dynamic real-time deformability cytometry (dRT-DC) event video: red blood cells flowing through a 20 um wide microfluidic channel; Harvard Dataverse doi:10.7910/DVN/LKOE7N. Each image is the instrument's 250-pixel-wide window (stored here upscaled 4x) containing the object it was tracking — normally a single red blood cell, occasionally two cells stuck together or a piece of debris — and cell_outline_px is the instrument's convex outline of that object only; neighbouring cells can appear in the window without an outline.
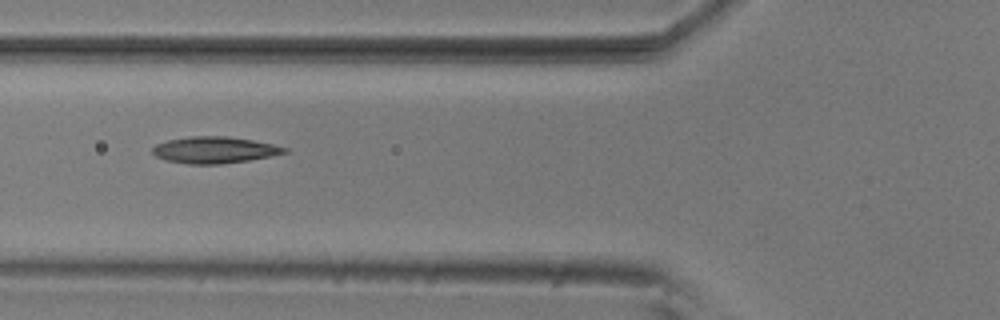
{"species": "common noctule bat (a hibernating species)", "species_latin": "Nyctalus noctula", "temperature_condition": "room temperature", "stored_images_in_passage": 9, "camera_frame_rate_fps": 3000, "um_per_image_px": 0.085, "animal": {"sex": "male", "body_mass_g": 20.5, "forearm_length_mm": 52.5}, "frame": {"image": 1, "passage_image": 6, "time_ms": 1.667, "image_size_px": [1000, 320], "cell_outline_px": [[288, 152], [272, 156], [248, 160], [220, 164], [188, 164], [164, 160], [156, 156], [152, 152], [152, 148], [156, 144], [168, 140], [188, 136], [228, 136], [252, 140], [272, 144], [288, 148]], "centroid_in_image_um": [18.21, 12.74], "position_along_channel_um": 107.6, "area_um2": 20.46}}
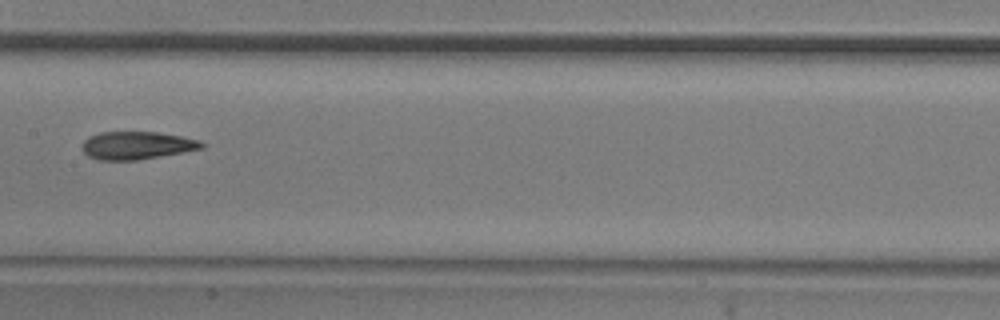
{"frame": {"image": 2, "passage_image": 8, "time_ms": 2.333, "image_size_px": [1000, 320], "cell_outline_px": [[208, 144], [204, 148], [184, 152], [136, 160], [100, 160], [88, 156], [80, 148], [84, 140], [88, 136], [100, 132], [160, 132], [200, 140]], "centroid_in_image_um": [11.64, 12.35], "position_along_channel_um": 195.8, "area_um2": 19.59}}
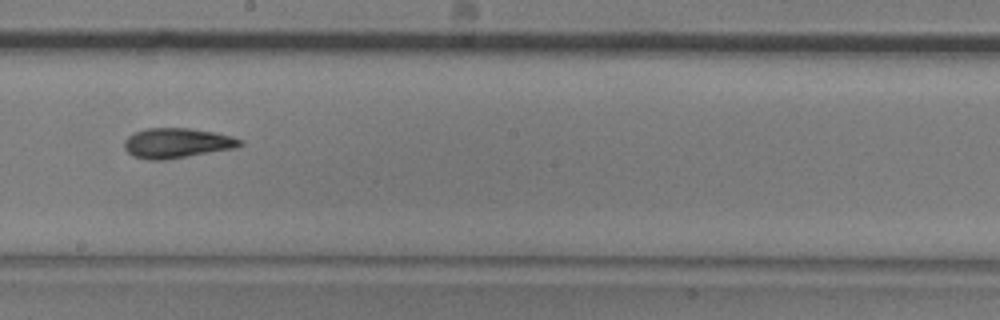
{"frame": {"image": 3, "passage_image": 9, "time_ms": 2.667, "image_size_px": [1000, 320], "cell_outline_px": [[244, 144], [236, 148], [164, 160], [148, 160], [132, 156], [124, 148], [124, 140], [128, 136], [144, 128], [188, 128], [212, 132], [232, 136], [244, 140]], "centroid_in_image_um": [15.04, 12.16], "position_along_channel_um": 233.2, "area_um2": 20.29}}